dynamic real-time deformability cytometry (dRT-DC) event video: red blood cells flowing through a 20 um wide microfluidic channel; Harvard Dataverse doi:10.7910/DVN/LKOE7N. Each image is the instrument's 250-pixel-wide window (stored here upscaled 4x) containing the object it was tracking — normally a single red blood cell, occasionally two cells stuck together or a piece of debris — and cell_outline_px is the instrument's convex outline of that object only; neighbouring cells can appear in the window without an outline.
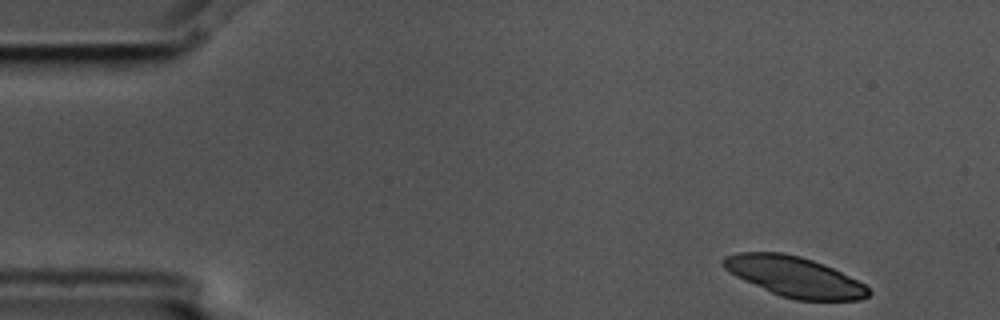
{"species": "common noctule bat (a hibernating species)", "species_latin": "Nyctalus noctula", "temperature_condition": "cold", "stored_images_in_passage": 4, "camera_frame_rate_fps": 3000, "um_per_image_px": 0.085, "animal": {"sex": "male", "body_mass_g": 17.5, "forearm_length_mm": 52.3}, "frame": {"image": 1, "passage_image": 1, "time_ms": 0.0, "image_size_px": [1000, 320], "cell_outline_px": [[872, 292], [868, 296], [860, 300], [796, 300], [780, 296], [744, 280], [736, 276], [724, 268], [720, 264], [720, 260], [724, 256], [736, 252], [784, 252], [800, 256], [812, 260], [832, 268], [864, 284]], "centroid_in_image_um": [67.48, 23.51], "position_along_channel_um": 17.5, "area_um2": 33.93}}